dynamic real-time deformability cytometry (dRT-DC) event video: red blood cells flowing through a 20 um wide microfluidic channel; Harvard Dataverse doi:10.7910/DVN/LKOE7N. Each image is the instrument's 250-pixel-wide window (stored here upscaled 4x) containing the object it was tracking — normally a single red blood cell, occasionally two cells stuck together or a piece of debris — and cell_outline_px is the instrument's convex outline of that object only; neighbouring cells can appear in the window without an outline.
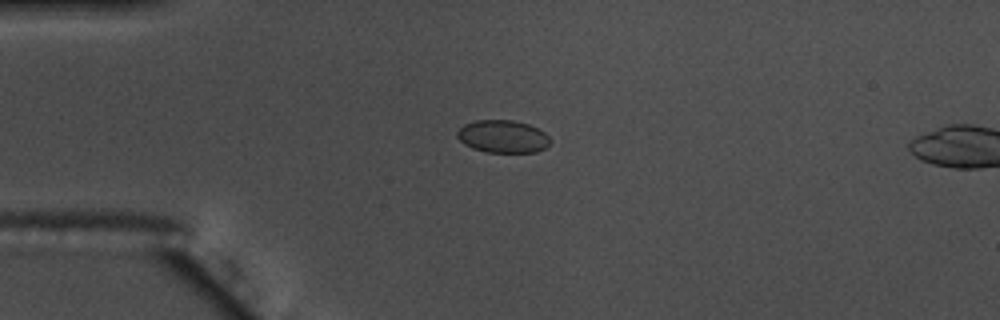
{"species": "common noctule bat (a hibernating species)", "species_latin": "Nyctalus noctula", "temperature_condition": "warm", "stored_images_in_passage": 5, "camera_frame_rate_fps": 3000, "um_per_image_px": 0.085, "animal": {"sex": "male", "body_mass_g": 17.5, "forearm_length_mm": 52.3}, "frame": {"image": 1, "passage_image": 1, "time_ms": 0.0, "image_size_px": [1000, 320], "cell_outline_px": [[548, 144], [544, 148], [536, 152], [488, 152], [472, 148], [464, 144], [456, 136], [456, 132], [464, 124], [476, 120], [512, 120], [528, 124], [544, 132], [548, 136]], "centroid_in_image_um": [42.7, 11.59], "position_along_channel_um": 42.3, "area_um2": 17.51}}